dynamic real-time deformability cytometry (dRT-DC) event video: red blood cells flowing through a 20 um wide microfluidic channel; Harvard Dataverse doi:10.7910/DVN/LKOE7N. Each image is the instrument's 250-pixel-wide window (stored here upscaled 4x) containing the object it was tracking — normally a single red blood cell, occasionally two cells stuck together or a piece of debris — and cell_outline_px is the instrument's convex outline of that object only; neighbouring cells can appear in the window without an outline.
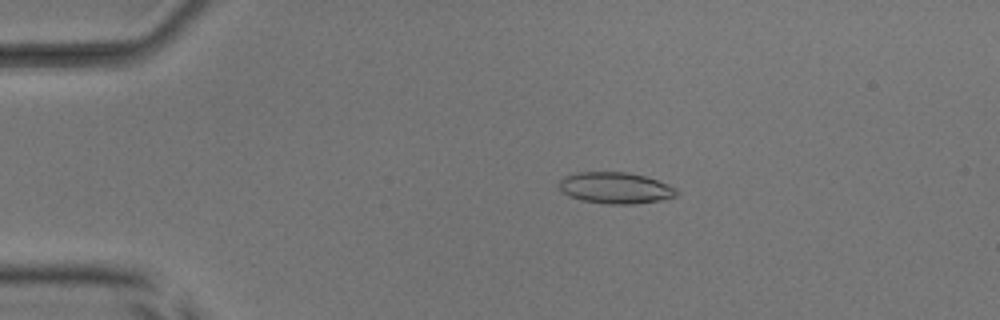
{"species": "common noctule bat (a hibernating species)", "species_latin": "Nyctalus noctula", "temperature_condition": "room temperature", "stored_images_in_passage": 48, "camera_frame_rate_fps": 3000, "um_per_image_px": 0.085, "animal": {"sex": "male", "body_mass_g": 17.9, "forearm_length_mm": 54.2}, "frame": {"image": 1, "passage_image": 9, "time_ms": 2.667, "image_size_px": [1000, 320], "cell_outline_px": [[680, 192], [676, 196], [660, 200], [632, 204], [604, 204], [580, 200], [568, 196], [560, 188], [560, 180], [564, 176], [580, 172], [628, 172], [644, 176], [668, 184], [676, 188]], "centroid_in_image_um": [52.32, 15.98], "position_along_channel_um": 32.7, "area_um2": 21.44}}
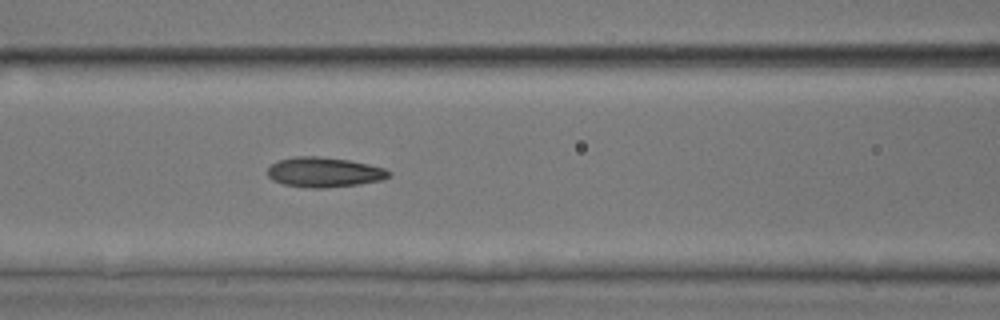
{"frame": {"image": 2, "passage_image": 21, "time_ms": 6.667, "image_size_px": [1000, 320], "cell_outline_px": [[392, 172], [388, 176], [380, 180], [360, 184], [324, 188], [312, 188], [284, 184], [272, 180], [268, 176], [268, 168], [272, 164], [280, 160], [296, 156], [320, 156], [348, 160], [368, 164], [384, 168]], "centroid_in_image_um": [27.55, 14.63], "position_along_channel_um": 139.1, "area_um2": 20.98}}
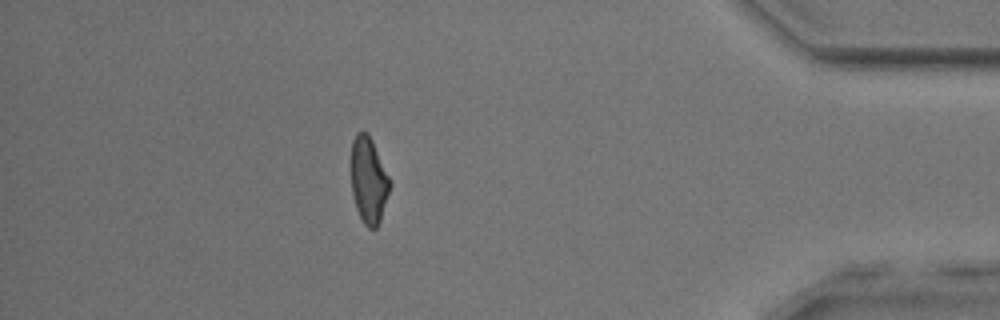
{"frame": {"image": 3, "passage_image": 44, "time_ms": 14.333, "image_size_px": [1000, 320], "cell_outline_px": [[388, 192], [380, 220], [376, 228], [368, 228], [364, 224], [356, 208], [352, 192], [352, 140], [356, 132], [368, 132], [372, 140], [388, 176]], "centroid_in_image_um": [31.3, 15.3], "position_along_channel_um": 403.9, "area_um2": 18.79}}